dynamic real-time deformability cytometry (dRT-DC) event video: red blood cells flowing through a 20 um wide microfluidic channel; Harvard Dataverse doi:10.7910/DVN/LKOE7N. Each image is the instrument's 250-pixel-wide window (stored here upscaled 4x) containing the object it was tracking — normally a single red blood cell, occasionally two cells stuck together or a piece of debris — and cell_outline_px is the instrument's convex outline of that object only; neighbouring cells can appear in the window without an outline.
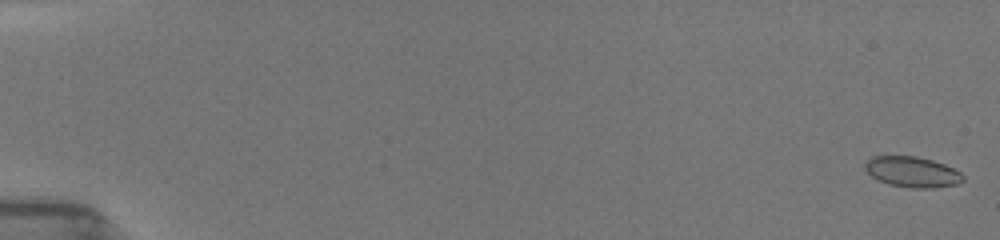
{"species": "common noctule bat (a hibernating species)", "species_latin": "Nyctalus noctula", "temperature_condition": "room temperature", "stored_images_in_passage": 43, "camera_frame_rate_fps": 3000, "um_per_image_px": 0.085, "animal": {"sex": "female", "body_mass_g": 19.5, "forearm_length_mm": 54.1}, "frame": {"image": 1, "passage_image": 1, "time_ms": 0.0, "image_size_px": [1000, 240], "cell_outline_px": [[964, 180], [956, 184], [932, 188], [912, 188], [888, 184], [872, 176], [864, 168], [864, 164], [872, 156], [916, 156], [932, 160], [944, 164], [960, 172], [964, 176]], "centroid_in_image_um": [77.54, 14.61], "position_along_channel_um": 7.5, "area_um2": 17.34}}
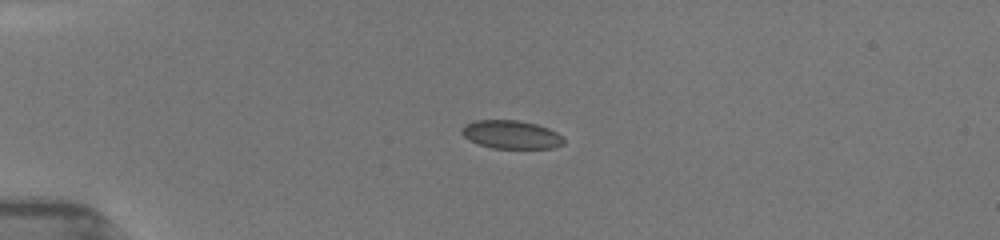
{"frame": {"image": 2, "passage_image": 26, "time_ms": 4.333, "image_size_px": [1000, 240], "cell_outline_px": [[564, 144], [552, 148], [492, 148], [468, 140], [460, 132], [460, 128], [464, 124], [476, 120], [516, 120], [536, 124], [548, 128], [564, 136]], "centroid_in_image_um": [43.44, 11.43], "position_along_channel_um": 41.6, "area_um2": 16.94}}
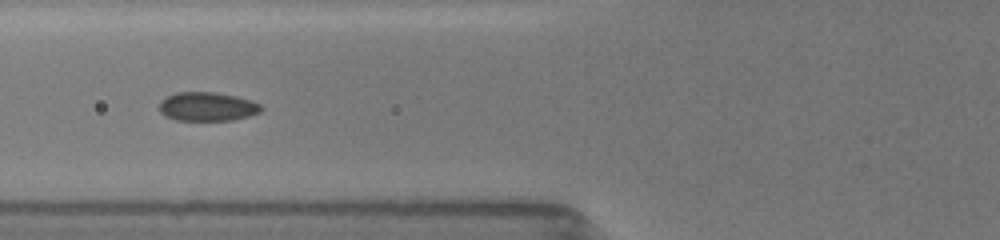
{"frame": {"image": 3, "passage_image": 42, "time_ms": 7.0, "image_size_px": [1000, 240], "cell_outline_px": [[264, 108], [260, 112], [248, 116], [232, 120], [176, 120], [160, 112], [160, 100], [176, 92], [212, 92], [236, 96], [252, 100], [260, 104]], "centroid_in_image_um": [17.65, 9.05], "position_along_channel_um": 108.2, "area_um2": 17.05}}